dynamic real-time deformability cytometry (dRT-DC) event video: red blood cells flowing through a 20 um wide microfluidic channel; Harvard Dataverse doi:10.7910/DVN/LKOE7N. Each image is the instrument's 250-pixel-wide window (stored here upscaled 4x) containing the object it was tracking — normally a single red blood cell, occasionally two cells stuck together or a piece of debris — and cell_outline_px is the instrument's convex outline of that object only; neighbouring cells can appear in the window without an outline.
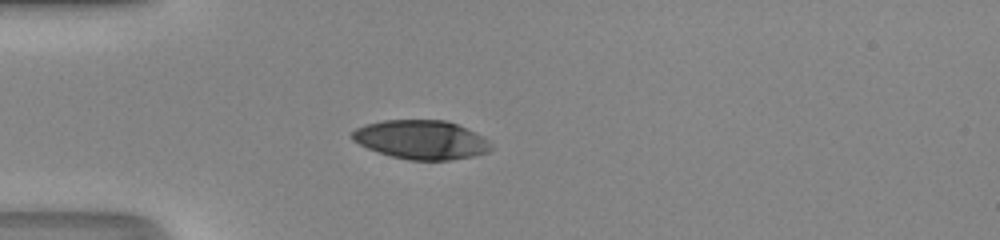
{"species": "human", "species_latin": "Homo sapiens", "temperature_condition": "room temperature", "stored_images_in_passage": 36, "camera_frame_rate_fps": 3000, "um_per_image_px": 0.085, "donor": {"sex": "male"}, "frame": {"image": 1, "passage_image": 1, "time_ms": 0.0, "image_size_px": [1000, 240], "cell_outline_px": [[492, 148], [488, 152], [472, 156], [448, 160], [408, 160], [392, 156], [368, 148], [352, 140], [352, 132], [356, 128], [364, 124], [384, 120], [444, 120], [456, 124], [488, 140], [492, 144]], "centroid_in_image_um": [35.78, 11.87], "position_along_channel_um": 49.2, "area_um2": 31.15}}
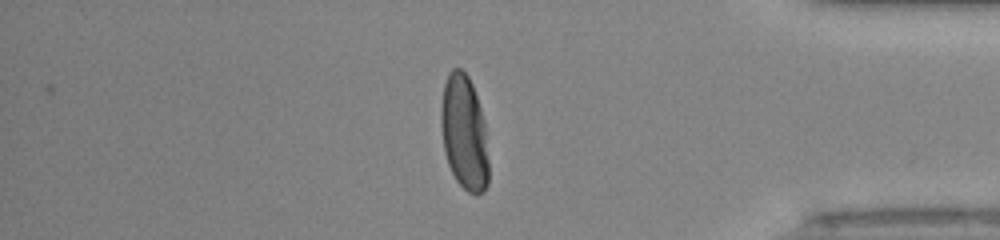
{"frame": {"image": 2, "passage_image": 29, "time_ms": 9.333, "image_size_px": [1000, 240], "cell_outline_px": [[488, 184], [484, 192], [476, 196], [468, 192], [456, 180], [448, 164], [444, 152], [440, 124], [440, 108], [444, 84], [448, 72], [452, 68], [460, 68], [468, 76], [472, 84], [484, 120], [488, 160]], "centroid_in_image_um": [39.44, 11.29], "position_along_channel_um": 395.8, "area_um2": 32.14}}
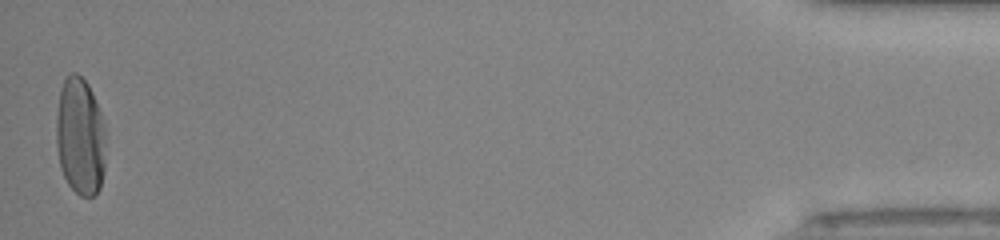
{"frame": {"image": 3, "passage_image": 36, "time_ms": 11.667, "image_size_px": [1000, 240], "cell_outline_px": [[108, 136], [104, 172], [100, 188], [92, 196], [80, 196], [68, 184], [60, 168], [56, 144], [56, 116], [60, 88], [64, 80], [72, 72], [76, 72], [88, 84], [92, 92], [100, 112]], "centroid_in_image_um": [6.84, 11.61], "position_along_channel_um": 428.4, "area_um2": 34.68}, "authors_computed_cell_mechanics": {"area_um2": 33.4373, "velocity_mm_per_s": 4.1886, "shape_relaxation_time_tau1_ms": 3.2796, "shape_relaxation_time_tau2_ms": null, "deformation_change_tau1": 0.183, "deformation_change_tau2": null}}